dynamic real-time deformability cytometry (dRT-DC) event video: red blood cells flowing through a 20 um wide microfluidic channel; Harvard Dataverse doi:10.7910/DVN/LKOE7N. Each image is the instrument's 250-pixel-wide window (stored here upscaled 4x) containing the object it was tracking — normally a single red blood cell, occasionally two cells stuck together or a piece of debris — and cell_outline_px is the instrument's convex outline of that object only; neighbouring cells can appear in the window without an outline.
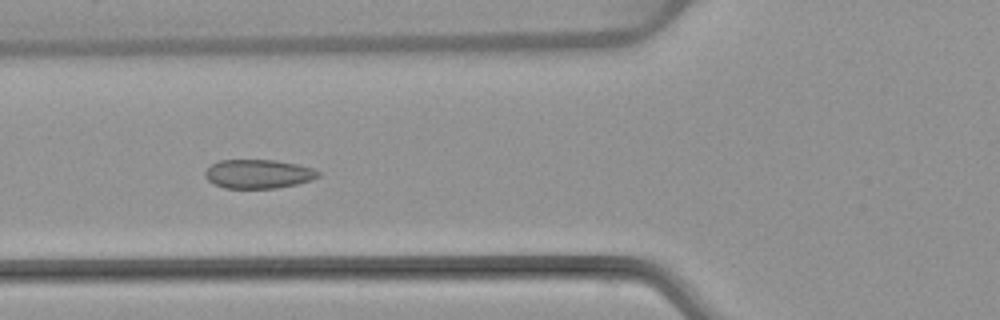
{"species": "common noctule bat (a hibernating species)", "species_latin": "Nyctalus noctula", "temperature_condition": "warm", "stored_images_in_passage": 52, "camera_frame_rate_fps": 3000, "um_per_image_px": 0.085, "animal": {"sex": "female", "body_mass_g": 22.7, "forearm_length_mm": 54.2}, "frame": {"image": 1, "passage_image": 19, "time_ms": 6.0, "image_size_px": [1000, 320], "cell_outline_px": [[320, 176], [312, 180], [296, 184], [276, 188], [224, 188], [208, 180], [204, 176], [204, 172], [212, 164], [220, 160], [272, 160], [296, 164], [312, 168], [320, 172]], "centroid_in_image_um": [21.96, 14.78], "position_along_channel_um": 103.8, "area_um2": 18.96}}
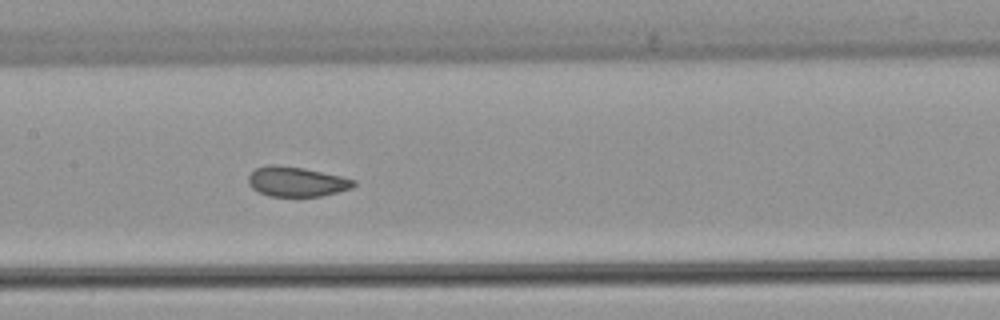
{"frame": {"image": 2, "passage_image": 25, "time_ms": 8.0, "image_size_px": [1000, 320], "cell_outline_px": [[356, 184], [352, 188], [320, 196], [268, 196], [252, 188], [248, 184], [248, 176], [256, 168], [268, 164], [276, 164], [304, 168], [340, 176], [356, 180]], "centroid_in_image_um": [25.18, 15.43], "position_along_channel_um": 182.2, "area_um2": 18.26}}
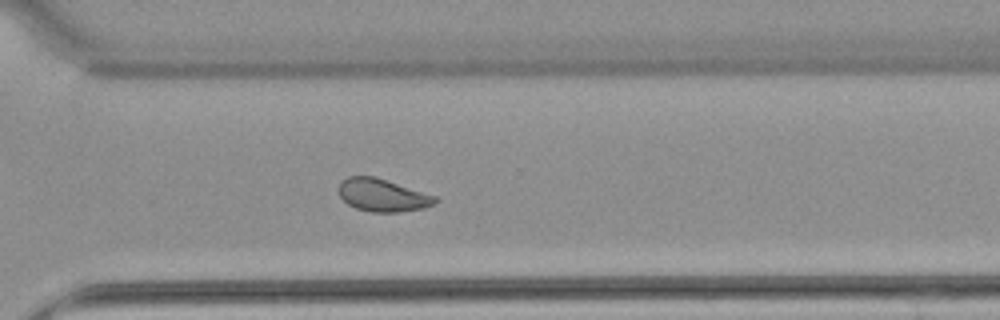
{"frame": {"image": 3, "passage_image": 37, "time_ms": 12.0, "image_size_px": [1000, 320], "cell_outline_px": [[440, 200], [436, 204], [424, 208], [400, 212], [372, 212], [356, 208], [348, 204], [340, 196], [336, 188], [340, 180], [348, 176], [376, 176], [436, 196]], "centroid_in_image_um": [32.51, 16.58], "position_along_channel_um": 338.1, "area_um2": 18.73}, "authors_computed_cell_mechanics": {"area_um2": 19.6809, "velocity_mm_per_s": 3.9075, "shape_relaxation_time_tau1_ms": null, "shape_relaxation_time_tau2_ms": 1.0616, "deformation_change_tau1": null, "deformation_change_tau2": 0.0437}}